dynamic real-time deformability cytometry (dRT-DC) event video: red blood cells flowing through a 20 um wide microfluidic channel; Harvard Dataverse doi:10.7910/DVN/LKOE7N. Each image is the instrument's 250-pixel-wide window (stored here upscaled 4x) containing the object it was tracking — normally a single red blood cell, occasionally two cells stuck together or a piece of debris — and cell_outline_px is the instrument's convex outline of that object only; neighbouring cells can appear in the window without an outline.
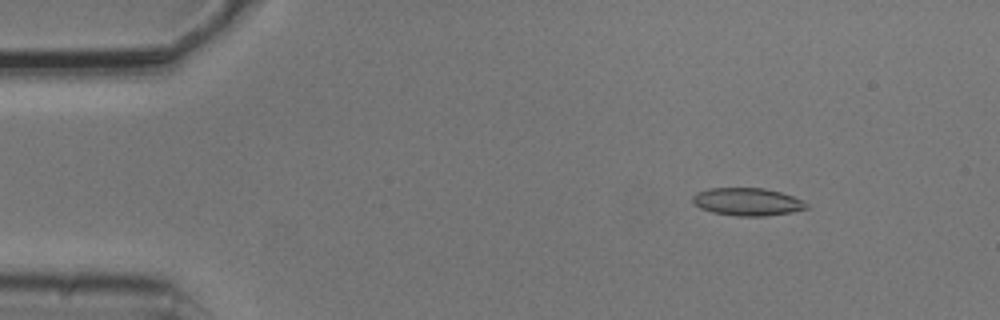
{"species": "common noctule bat (a hibernating species)", "species_latin": "Nyctalus noctula", "temperature_condition": "cold", "stored_images_in_passage": 7, "camera_frame_rate_fps": 3000, "um_per_image_px": 0.085, "animal": {"sex": "male", "body_mass_g": 20.5, "forearm_length_mm": 52.5}, "frame": {"image": 1, "passage_image": 2, "time_ms": 0.333, "image_size_px": [1000, 320], "cell_outline_px": [[808, 208], [792, 212], [764, 216], [736, 216], [712, 212], [700, 208], [692, 204], [692, 196], [696, 192], [708, 188], [764, 188], [780, 192], [804, 200], [808, 204]], "centroid_in_image_um": [63.5, 17.15], "position_along_channel_um": 21.5, "area_um2": 18.55}}
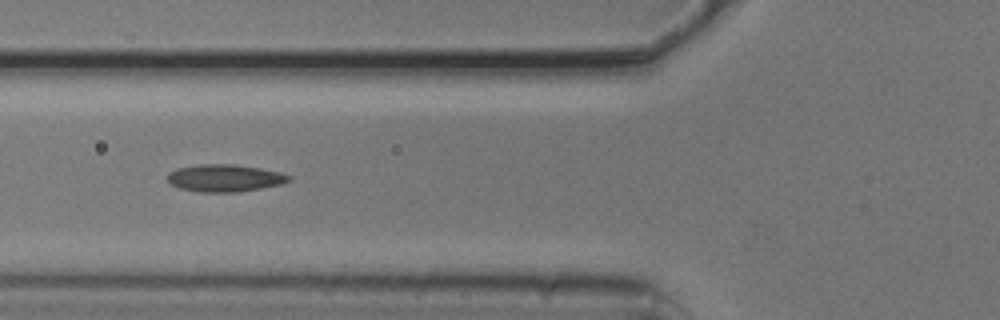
{"frame": {"image": 2, "passage_image": 5, "time_ms": 1.333, "image_size_px": [1000, 320], "cell_outline_px": [[292, 180], [280, 184], [260, 188], [236, 192], [200, 192], [180, 188], [172, 184], [168, 180], [168, 172], [176, 168], [200, 164], [236, 164], [260, 168], [280, 172], [292, 176]], "centroid_in_image_um": [19.11, 15.12], "position_along_channel_um": 106.7, "area_um2": 19.31}}
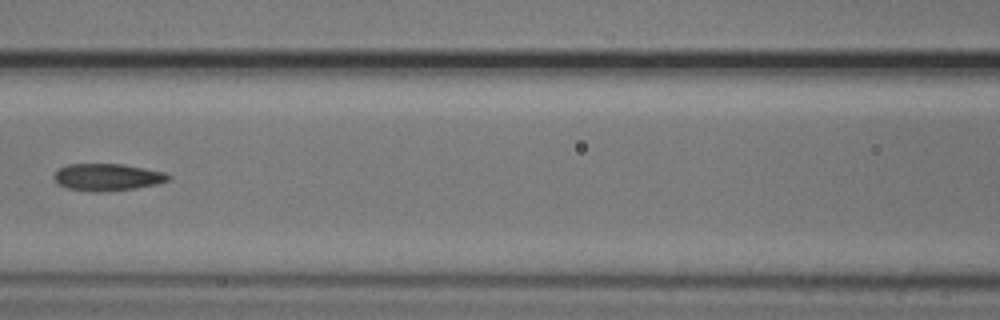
{"frame": {"image": 3, "passage_image": 6, "time_ms": 1.667, "image_size_px": [1000, 320], "cell_outline_px": [[172, 176], [168, 180], [156, 184], [136, 188], [104, 192], [92, 192], [68, 188], [56, 184], [52, 176], [60, 168], [68, 164], [124, 164], [164, 172]], "centroid_in_image_um": [9.1, 15.06], "position_along_channel_um": 157.5, "area_um2": 18.15}}